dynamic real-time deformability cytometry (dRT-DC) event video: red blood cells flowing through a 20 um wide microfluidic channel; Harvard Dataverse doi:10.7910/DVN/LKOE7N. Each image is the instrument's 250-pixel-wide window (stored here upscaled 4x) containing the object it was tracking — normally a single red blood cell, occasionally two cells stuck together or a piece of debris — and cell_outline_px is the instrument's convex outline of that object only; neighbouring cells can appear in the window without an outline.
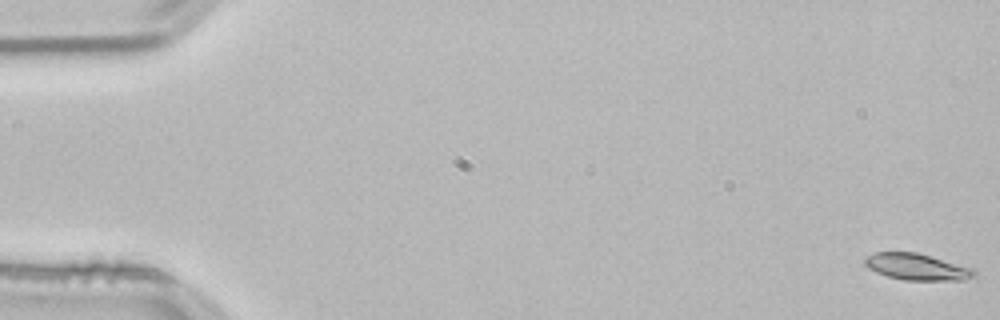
{"species": "common noctule bat (a hibernating species)", "species_latin": "Nyctalus noctula", "temperature_condition": "room temperature", "stored_images_in_passage": 54, "camera_frame_rate_fps": 3000, "um_per_image_px": 0.085, "animal": {"sex": "male", "body_mass_g": 21.5, "forearm_length_mm": 52.0}, "frame": {"image": 1, "passage_image": 1, "time_ms": 0.0, "image_size_px": [1000, 320], "cell_outline_px": [[976, 276], [964, 280], [904, 280], [888, 276], [876, 272], [868, 268], [864, 264], [864, 260], [868, 256], [876, 252], [916, 252], [976, 268]], "centroid_in_image_um": [77.99, 22.68], "position_along_channel_um": 7.0, "area_um2": 16.99}}
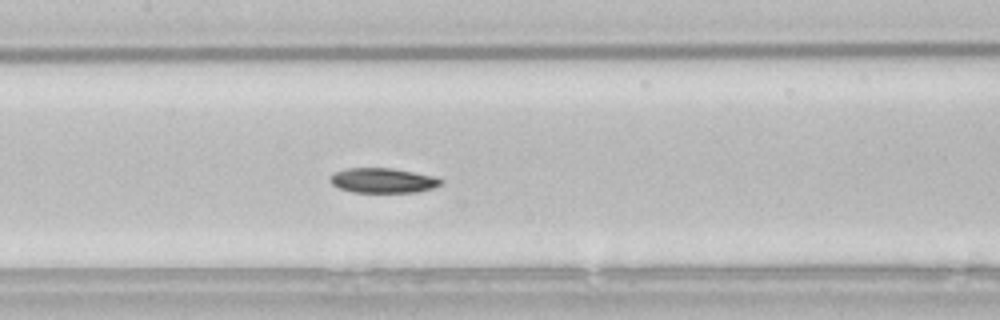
{"frame": {"image": 2, "passage_image": 26, "time_ms": 8.333, "image_size_px": [1000, 320], "cell_outline_px": [[444, 180], [440, 184], [432, 188], [416, 192], [352, 192], [340, 188], [332, 184], [332, 176], [336, 172], [348, 168], [392, 168], [416, 172], [436, 176]], "centroid_in_image_um": [32.61, 15.33], "position_along_channel_um": 174.8, "area_um2": 15.9}}
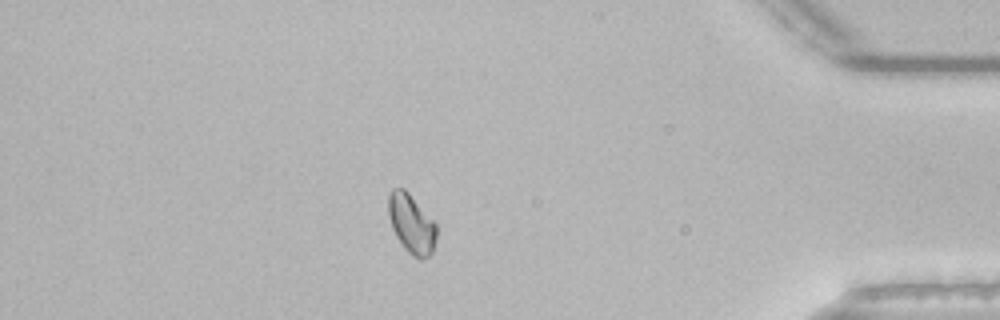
{"frame": {"image": 3, "passage_image": 47, "time_ms": 15.333, "image_size_px": [1000, 320], "cell_outline_px": [[436, 240], [432, 252], [424, 260], [420, 260], [412, 256], [404, 248], [396, 236], [392, 228], [388, 216], [388, 196], [392, 188], [404, 188], [408, 192], [436, 224]], "centroid_in_image_um": [34.96, 19.04], "position_along_channel_um": 400.2, "area_um2": 16.59}, "authors_computed_cell_mechanics": {"area_um2": 16.5886, "velocity_mm_per_s": 3.8008, "shape_relaxation_time_tau1_ms": 7.0946, "shape_relaxation_time_tau2_ms": null, "deformation_change_tau1": 0.1221, "deformation_change_tau2": null}}